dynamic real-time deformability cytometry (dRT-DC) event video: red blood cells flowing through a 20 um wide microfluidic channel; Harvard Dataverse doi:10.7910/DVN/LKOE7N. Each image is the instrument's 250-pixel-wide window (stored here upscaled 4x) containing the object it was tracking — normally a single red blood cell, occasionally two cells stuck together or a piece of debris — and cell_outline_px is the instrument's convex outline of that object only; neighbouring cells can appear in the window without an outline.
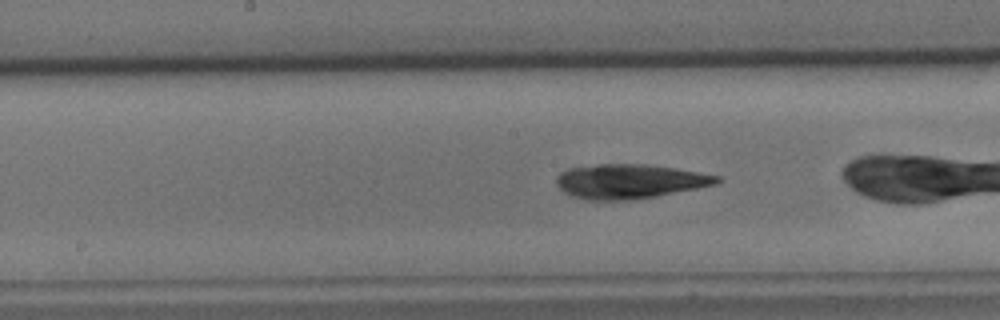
{"species": "common noctule bat (a hibernating species)", "species_latin": "Nyctalus noctula", "temperature_condition": "cold", "stored_images_in_passage": 35, "camera_frame_rate_fps": 3000, "um_per_image_px": 0.085, "animal": {"sex": "male", "body_mass_g": 15.6}, "frame": {"image": 1, "passage_image": 24, "time_ms": 7.667, "image_size_px": [1000, 320], "cell_outline_px": [[724, 180], [716, 184], [656, 196], [628, 200], [588, 200], [572, 196], [564, 192], [556, 184], [556, 176], [560, 172], [568, 168], [596, 164], [648, 164], [720, 176]], "centroid_in_image_um": [53.48, 15.41], "position_along_channel_um": 194.7, "area_um2": 32.08}}